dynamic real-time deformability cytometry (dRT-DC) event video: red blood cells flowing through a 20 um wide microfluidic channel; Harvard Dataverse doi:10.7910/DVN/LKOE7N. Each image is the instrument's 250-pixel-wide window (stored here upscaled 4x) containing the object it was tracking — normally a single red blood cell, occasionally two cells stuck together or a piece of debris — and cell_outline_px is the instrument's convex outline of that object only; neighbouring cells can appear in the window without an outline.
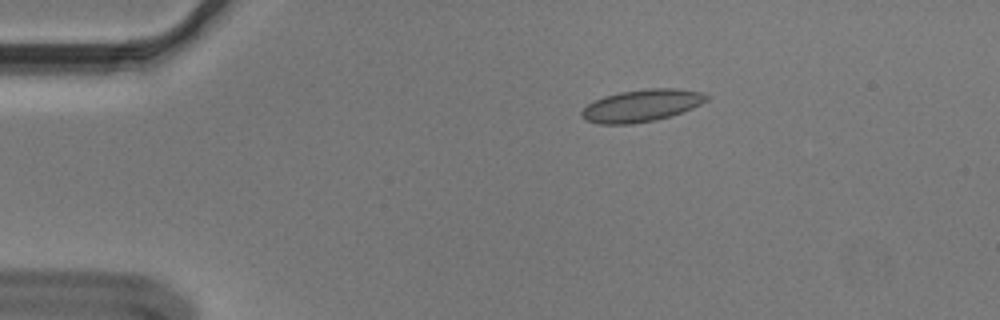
{"species": "Egyptian fruit bat (a non-hibernating species)", "species_latin": "Rousettus aegyptiacus", "temperature_condition": "cold", "stored_images_in_passage": 46, "segment_of_instrument_passage": [1, 2], "camera_frame_rate_fps": 3000, "um_per_image_px": 0.085, "animal": {"sex": "male"}, "frame": {"image": 1, "passage_image": 1, "time_ms": 0.0, "image_size_px": [1000, 320], "cell_outline_px": [[708, 100], [692, 108], [656, 120], [632, 124], [600, 124], [588, 120], [580, 116], [580, 112], [588, 104], [604, 96], [620, 92], [648, 88], [676, 88], [704, 92], [708, 96]], "centroid_in_image_um": [54.54, 8.96], "position_along_channel_um": 30.5, "area_um2": 23.29}}
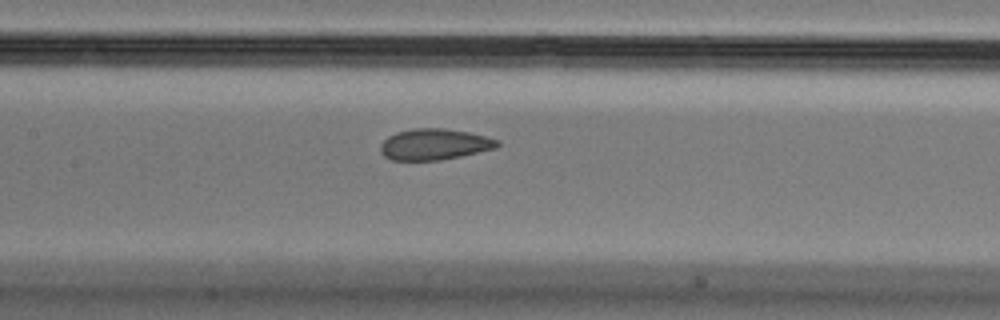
{"frame": {"image": 2, "passage_image": 17, "time_ms": 5.333, "image_size_px": [1000, 320], "cell_outline_px": [[500, 144], [496, 148], [460, 156], [440, 160], [392, 160], [384, 156], [380, 152], [380, 144], [388, 136], [396, 132], [412, 128], [444, 128], [468, 132], [500, 140]], "centroid_in_image_um": [36.9, 12.26], "position_along_channel_um": 170.5, "area_um2": 21.21}}
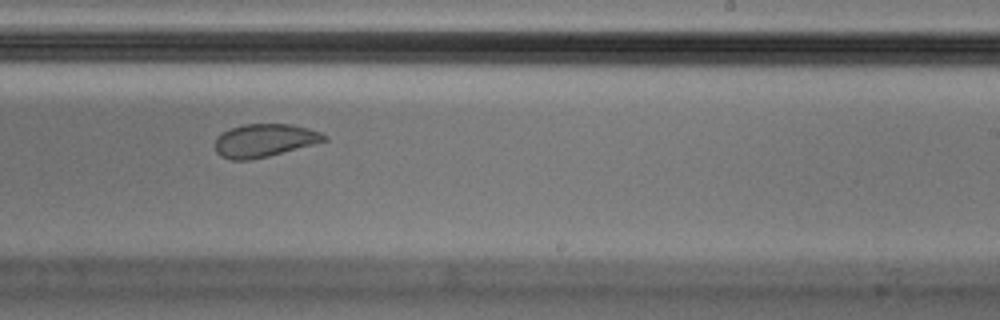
{"frame": {"image": 3, "passage_image": 25, "time_ms": 8.0, "image_size_px": [1000, 320], "cell_outline_px": [[328, 140], [268, 156], [248, 160], [232, 160], [220, 156], [216, 152], [216, 136], [232, 128], [244, 124], [292, 124], [308, 128], [320, 132], [328, 136]], "centroid_in_image_um": [22.48, 11.93], "position_along_channel_um": 266.5, "area_um2": 20.87}}